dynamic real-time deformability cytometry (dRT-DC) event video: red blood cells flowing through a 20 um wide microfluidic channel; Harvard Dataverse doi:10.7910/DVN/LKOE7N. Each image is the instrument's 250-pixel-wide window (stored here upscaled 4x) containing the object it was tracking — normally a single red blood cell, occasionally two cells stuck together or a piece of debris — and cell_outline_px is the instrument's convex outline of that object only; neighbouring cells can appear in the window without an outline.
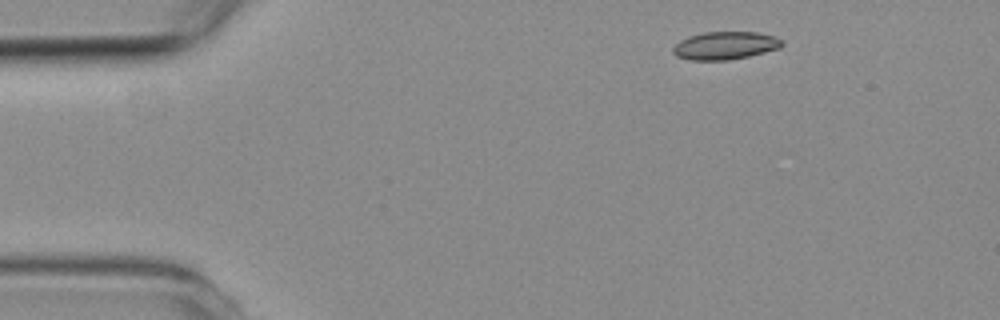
{"species": "common noctule bat (a hibernating species)", "species_latin": "Nyctalus noctula", "temperature_condition": "room temperature", "stored_images_in_passage": 4, "camera_frame_rate_fps": 3000, "um_per_image_px": 0.085, "animal": {"sex": "female", "body_mass_g": 19.3, "forearm_length_mm": 54.1}, "frame": {"image": 1, "passage_image": 1, "time_ms": 0.0, "image_size_px": [1000, 320], "cell_outline_px": [[784, 44], [780, 48], [748, 56], [728, 60], [692, 60], [676, 56], [672, 52], [672, 48], [680, 40], [688, 36], [704, 32], [756, 32], [776, 36]], "centroid_in_image_um": [61.62, 3.87], "position_along_channel_um": 23.4, "area_um2": 17.69}}
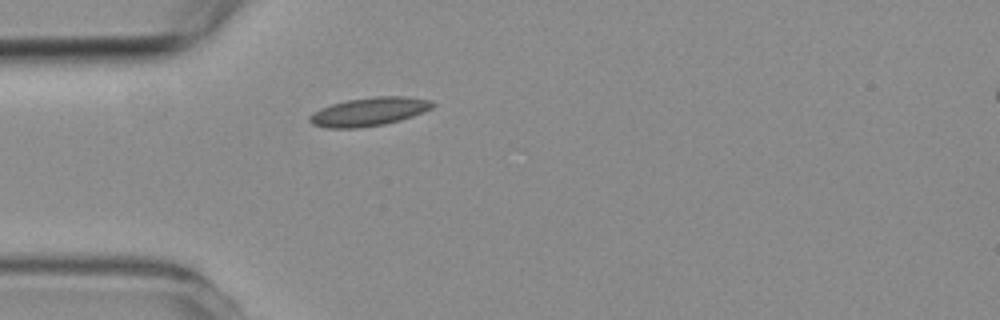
{"frame": {"image": 2, "passage_image": 3, "time_ms": 2.333, "image_size_px": [1000, 320], "cell_outline_px": [[436, 104], [432, 108], [424, 112], [400, 120], [384, 124], [356, 128], [328, 128], [312, 124], [308, 120], [308, 116], [312, 112], [320, 108], [332, 104], [348, 100], [376, 96], [408, 96], [432, 100]], "centroid_in_image_um": [31.38, 9.48], "position_along_channel_um": 53.6, "area_um2": 20.52}}